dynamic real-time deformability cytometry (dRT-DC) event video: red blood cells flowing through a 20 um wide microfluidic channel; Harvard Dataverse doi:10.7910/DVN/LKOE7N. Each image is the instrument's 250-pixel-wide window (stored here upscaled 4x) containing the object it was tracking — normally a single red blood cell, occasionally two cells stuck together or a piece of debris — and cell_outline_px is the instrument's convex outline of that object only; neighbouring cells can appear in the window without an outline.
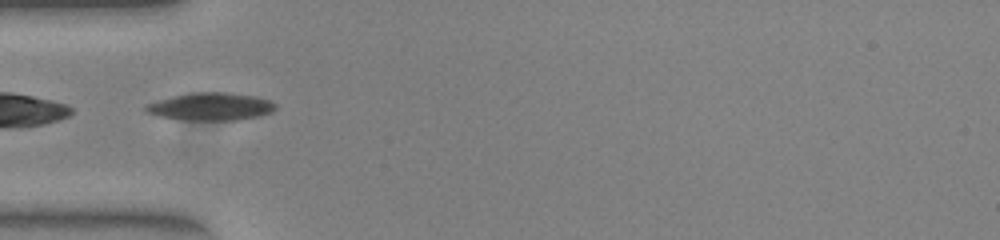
{"species": "common noctule bat (a hibernating species)", "species_latin": "Nyctalus noctula", "temperature_condition": "warm", "stored_images_in_passage": 38, "camera_frame_rate_fps": 3000, "um_per_image_px": 0.085, "animal": {"sex": "female", "body_mass_g": 23.0, "forearm_length_mm": 53.4}, "frame": {"image": 1, "passage_image": 2, "time_ms": 0.333, "image_size_px": [1000, 240], "cell_outline_px": [[276, 108], [272, 112], [256, 116], [236, 120], [184, 120], [156, 116], [144, 112], [144, 108], [148, 104], [156, 100], [172, 96], [192, 92], [224, 92], [256, 96], [268, 100], [276, 104]], "centroid_in_image_um": [17.86, 9.06], "position_along_channel_um": 67.1, "area_um2": 20.98}}
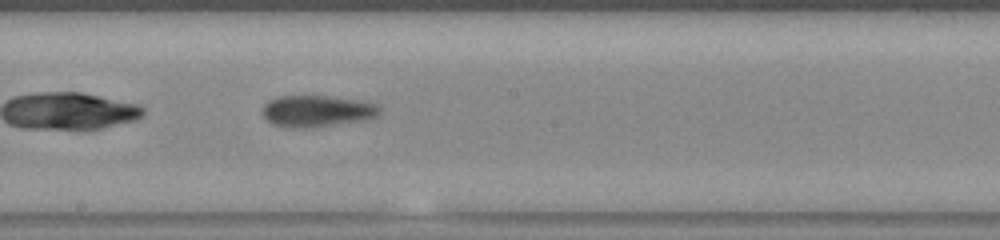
{"frame": {"image": 2, "passage_image": 14, "time_ms": 4.333, "image_size_px": [1000, 240], "cell_outline_px": [[380, 112], [376, 116], [368, 120], [312, 128], [296, 128], [272, 124], [260, 112], [264, 104], [268, 100], [280, 96], [332, 96], [360, 100], [376, 104], [380, 108]], "centroid_in_image_um": [26.95, 9.44], "position_along_channel_um": 221.3, "area_um2": 21.85}}
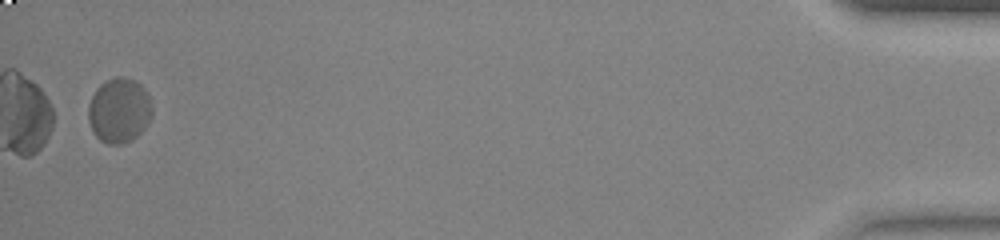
{"frame": {"image": 3, "passage_image": 37, "time_ms": 12.0, "image_size_px": [1000, 240], "cell_outline_px": [[152, 116], [148, 124], [132, 140], [124, 144], [108, 144], [100, 140], [92, 132], [88, 120], [88, 104], [96, 88], [104, 80], [116, 76], [124, 76], [136, 80], [148, 92], [152, 104]], "centroid_in_image_um": [10.13, 9.36], "position_along_channel_um": 425.1, "area_um2": 24.68}, "authors_computed_cell_mechanics": {"area_um2": 21.4727, "velocity_mm_per_s": 3.8596, "shape_relaxation_time_tau1_ms": null, "shape_relaxation_time_tau2_ms": 2.1718, "deformation_change_tau1": null, "deformation_change_tau2": 0.0775}}